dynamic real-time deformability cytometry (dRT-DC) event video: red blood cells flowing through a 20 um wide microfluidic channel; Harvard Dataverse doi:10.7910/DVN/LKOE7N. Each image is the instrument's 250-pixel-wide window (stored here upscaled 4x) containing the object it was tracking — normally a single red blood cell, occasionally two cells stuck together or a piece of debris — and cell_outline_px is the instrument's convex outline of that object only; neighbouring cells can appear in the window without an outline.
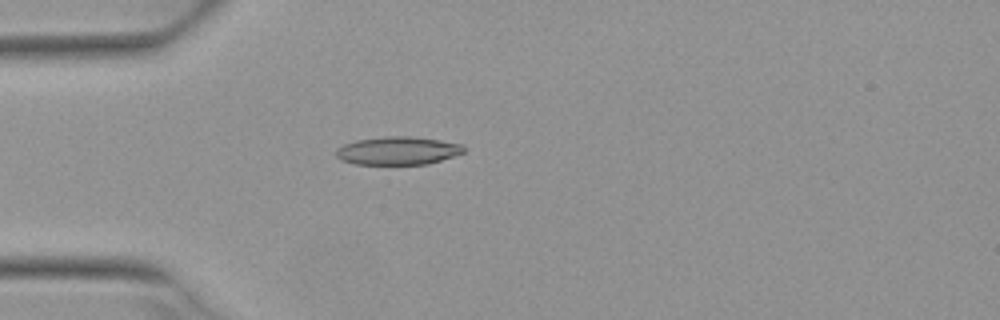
{"species": "Egyptian fruit bat (a non-hibernating species)", "species_latin": "Rousettus aegyptiacus", "temperature_condition": "warm", "stored_images_in_passage": 4, "camera_frame_rate_fps": 3000, "um_per_image_px": 0.085, "animal": {"sex": "female"}, "frame": {"image": 1, "passage_image": 4, "time_ms": 1.0, "image_size_px": [1000, 320], "cell_outline_px": [[464, 152], [428, 164], [356, 164], [340, 160], [336, 156], [336, 148], [344, 144], [356, 140], [388, 136], [408, 136], [440, 140], [464, 144]], "centroid_in_image_um": [33.8, 12.8], "position_along_channel_um": 51.2, "area_um2": 20.87}}